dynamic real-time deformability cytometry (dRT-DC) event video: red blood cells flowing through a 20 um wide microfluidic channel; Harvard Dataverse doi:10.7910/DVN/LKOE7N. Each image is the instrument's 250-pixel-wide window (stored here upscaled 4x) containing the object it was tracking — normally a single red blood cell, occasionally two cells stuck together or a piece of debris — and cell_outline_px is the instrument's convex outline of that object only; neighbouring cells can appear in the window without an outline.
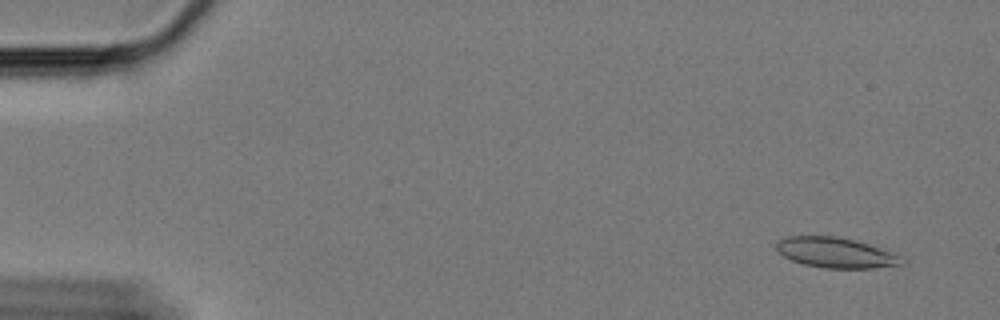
{"species": "Egyptian fruit bat (a non-hibernating species)", "species_latin": "Rousettus aegyptiacus", "temperature_condition": "cold", "stored_images_in_passage": 23, "camera_frame_rate_fps": 3000, "um_per_image_px": 0.085, "animal": {"sex": "female"}, "frame": {"image": 1, "passage_image": 4, "time_ms": 1.0, "image_size_px": [1000, 320], "cell_outline_px": [[904, 264], [872, 268], [824, 268], [804, 264], [792, 260], [776, 252], [776, 240], [788, 236], [836, 236], [868, 244], [896, 252], [904, 256]], "centroid_in_image_um": [71.06, 21.48], "position_along_channel_um": 13.9, "area_um2": 22.37}}
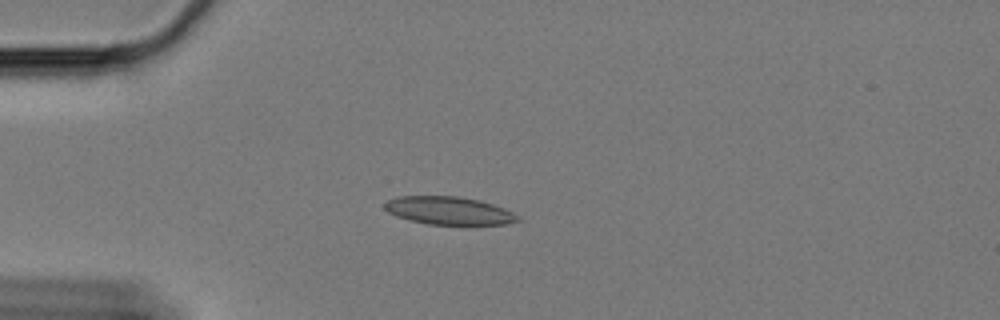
{"frame": {"image": 2, "passage_image": 16, "time_ms": 5.0, "image_size_px": [1000, 320], "cell_outline_px": [[520, 220], [504, 224], [428, 224], [408, 220], [396, 216], [388, 212], [384, 208], [384, 204], [388, 200], [396, 196], [456, 196], [480, 200], [504, 208], [512, 212]], "centroid_in_image_um": [38.1, 17.89], "position_along_channel_um": 46.9, "area_um2": 21.5}}
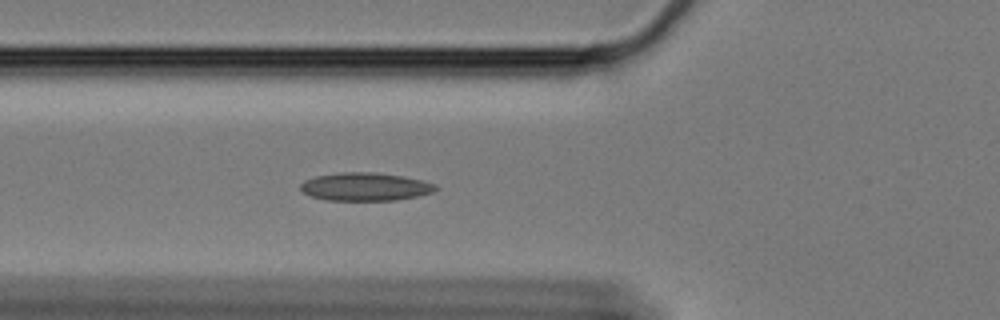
{"frame": {"image": 3, "passage_image": 22, "time_ms": 7.0, "image_size_px": [1000, 320], "cell_outline_px": [[440, 188], [432, 192], [416, 196], [396, 200], [328, 200], [312, 196], [304, 192], [300, 188], [300, 184], [304, 180], [316, 176], [340, 172], [372, 172], [400, 176], [420, 180], [436, 184]], "centroid_in_image_um": [31.04, 15.87], "position_along_channel_um": 94.8, "area_um2": 21.91}}